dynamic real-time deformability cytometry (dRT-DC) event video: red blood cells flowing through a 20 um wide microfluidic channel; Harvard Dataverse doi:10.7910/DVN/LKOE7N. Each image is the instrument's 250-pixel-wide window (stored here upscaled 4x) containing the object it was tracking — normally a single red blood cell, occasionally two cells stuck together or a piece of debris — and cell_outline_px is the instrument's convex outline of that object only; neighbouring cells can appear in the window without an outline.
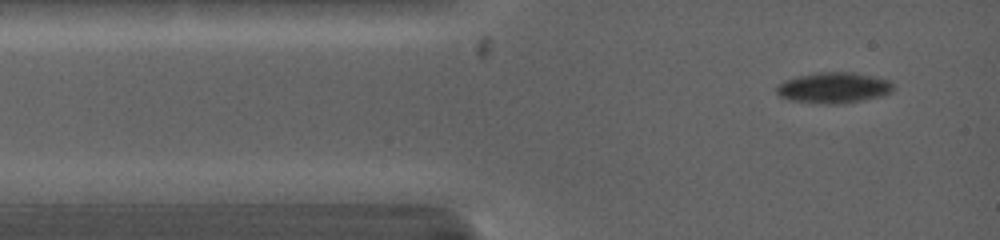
{"species": "common noctule bat (a hibernating species)", "species_latin": "Nyctalus noctula", "temperature_condition": "warm", "stored_images_in_passage": 18, "camera_frame_rate_fps": 5000, "um_per_image_px": 0.085, "animal": {"sex": "female", "body_mass_g": 19.0, "forearm_length_mm": 53.3}, "frame": {"image": 1, "passage_image": 2, "time_ms": 0.2, "image_size_px": [1000, 240], "cell_outline_px": [[896, 88], [892, 92], [880, 96], [844, 104], [816, 104], [788, 100], [780, 96], [776, 92], [776, 84], [784, 80], [796, 76], [816, 72], [852, 72], [892, 80]], "centroid_in_image_um": [70.85, 7.46], "position_along_channel_um": 14.1, "area_um2": 21.5}}
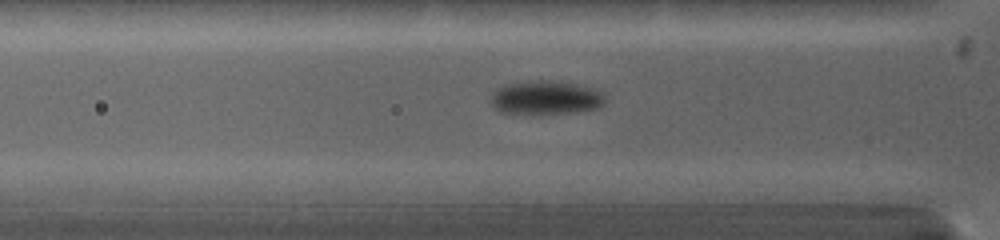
{"frame": {"image": 2, "passage_image": 10, "time_ms": 2.6, "image_size_px": [1000, 240], "cell_outline_px": [[604, 104], [596, 108], [576, 112], [500, 112], [488, 100], [492, 92], [496, 88], [504, 84], [528, 80], [552, 80], [576, 84], [592, 88], [604, 92]], "centroid_in_image_um": [46.36, 8.25], "position_along_channel_um": 79.4, "area_um2": 22.31}}
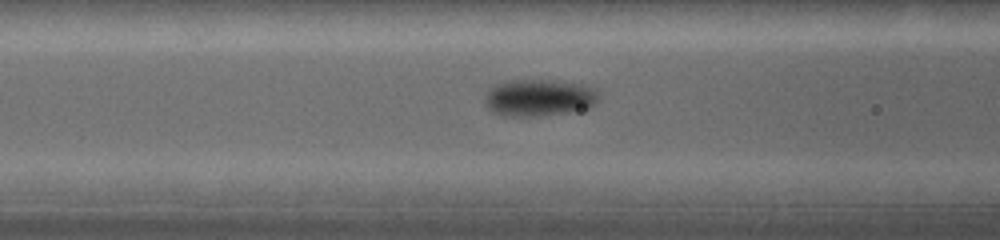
{"frame": {"image": 3, "passage_image": 14, "time_ms": 3.6, "image_size_px": [1000, 240], "cell_outline_px": [[596, 104], [588, 108], [576, 112], [536, 116], [504, 116], [492, 112], [484, 104], [484, 100], [488, 88], [492, 84], [508, 80], [544, 80], [580, 84], [596, 88]], "centroid_in_image_um": [45.76, 8.32], "position_along_channel_um": 120.8, "area_um2": 24.8}}